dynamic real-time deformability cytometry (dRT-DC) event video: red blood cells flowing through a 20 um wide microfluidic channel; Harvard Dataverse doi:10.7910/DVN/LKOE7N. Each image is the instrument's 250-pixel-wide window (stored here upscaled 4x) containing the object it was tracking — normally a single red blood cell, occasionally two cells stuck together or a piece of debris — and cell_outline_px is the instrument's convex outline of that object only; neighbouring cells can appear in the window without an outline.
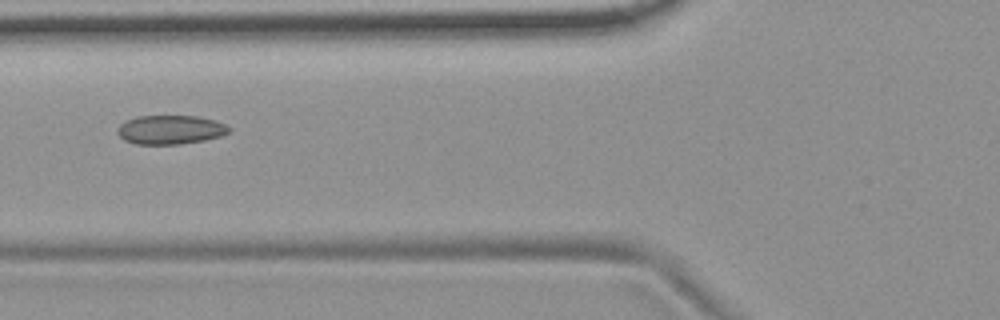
{"species": "common noctule bat (a hibernating species)", "species_latin": "Nyctalus noctula", "temperature_condition": "room temperature", "stored_images_in_passage": 10, "camera_frame_rate_fps": 3000, "um_per_image_px": 0.085, "animal": {"sex": "female", "body_mass_g": 19.9}, "frame": {"image": 1, "passage_image": 6, "time_ms": 6.0, "image_size_px": [1000, 320], "cell_outline_px": [[232, 132], [220, 136], [204, 140], [180, 144], [136, 144], [124, 140], [116, 132], [116, 128], [120, 124], [136, 116], [196, 116], [216, 120], [232, 128]], "centroid_in_image_um": [14.5, 11.02], "position_along_channel_um": 111.3, "area_um2": 18.96}}
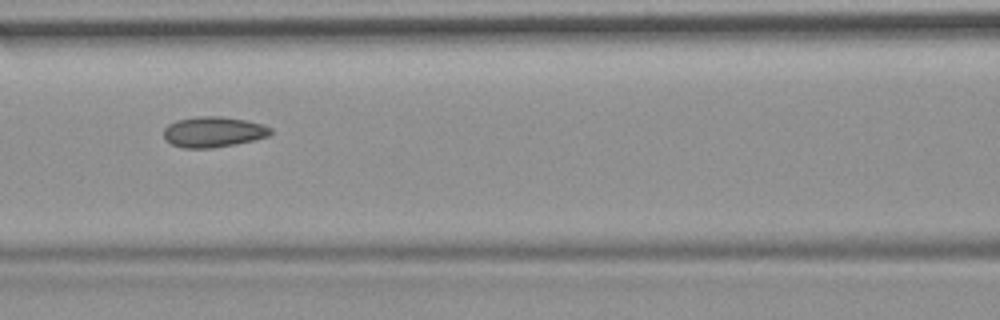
{"frame": {"image": 2, "passage_image": 7, "time_ms": 7.0, "image_size_px": [1000, 320], "cell_outline_px": [[272, 132], [268, 136], [252, 140], [212, 148], [184, 148], [172, 144], [164, 140], [164, 128], [168, 124], [176, 120], [200, 116], [220, 116], [244, 120], [264, 124], [272, 128]], "centroid_in_image_um": [18.11, 11.2], "position_along_channel_um": 148.5, "area_um2": 18.96}}
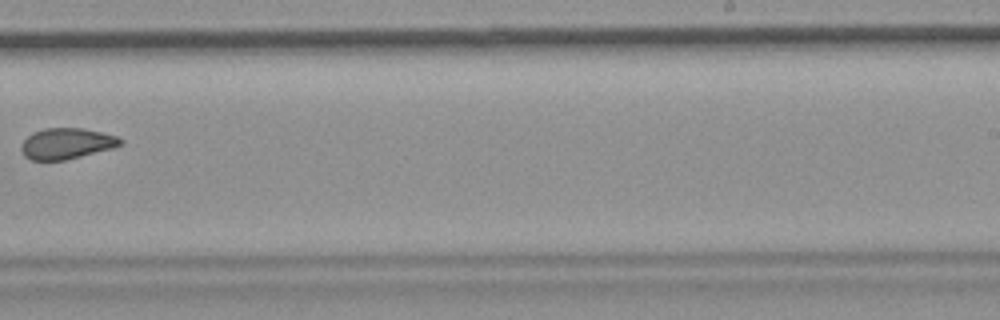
{"frame": {"image": 3, "passage_image": 10, "time_ms": 10.667, "image_size_px": [1000, 320], "cell_outline_px": [[124, 144], [112, 148], [64, 160], [32, 160], [24, 156], [20, 148], [20, 144], [32, 132], [44, 128], [80, 128], [100, 132], [116, 136], [124, 140]], "centroid_in_image_um": [5.63, 12.2], "position_along_channel_um": 283.4, "area_um2": 17.8}}